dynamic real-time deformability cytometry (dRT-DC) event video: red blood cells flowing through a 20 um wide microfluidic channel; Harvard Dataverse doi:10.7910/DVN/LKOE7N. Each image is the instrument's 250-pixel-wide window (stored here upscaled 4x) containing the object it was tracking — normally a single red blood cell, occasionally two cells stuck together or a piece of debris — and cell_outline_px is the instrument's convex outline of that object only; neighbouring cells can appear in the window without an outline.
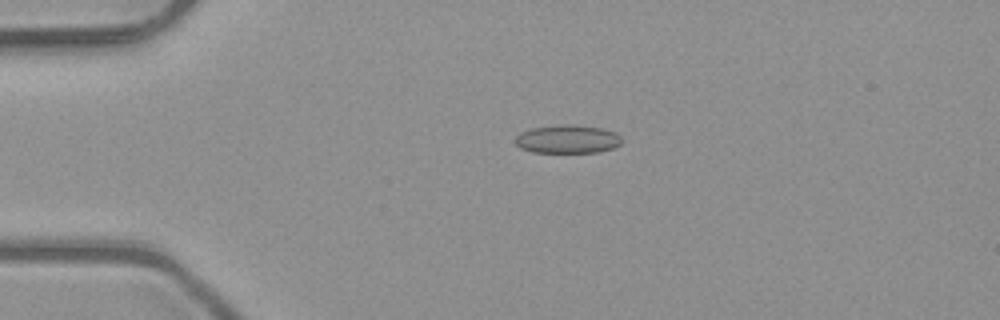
{"species": "common noctule bat (a hibernating species)", "species_latin": "Nyctalus noctula", "temperature_condition": "room temperature", "stored_images_in_passage": 4, "camera_frame_rate_fps": 3000, "um_per_image_px": 0.085, "animal": {"sex": "male", "body_mass_g": 23.1, "forearm_length_mm": 52.7}, "frame": {"image": 1, "passage_image": 3, "time_ms": 0.667, "image_size_px": [1000, 320], "cell_outline_px": [[620, 144], [612, 148], [600, 152], [532, 152], [520, 148], [516, 144], [516, 136], [520, 132], [532, 128], [604, 128], [616, 132], [620, 136]], "centroid_in_image_um": [48.24, 11.89], "position_along_channel_um": 36.8, "area_um2": 16.47}}